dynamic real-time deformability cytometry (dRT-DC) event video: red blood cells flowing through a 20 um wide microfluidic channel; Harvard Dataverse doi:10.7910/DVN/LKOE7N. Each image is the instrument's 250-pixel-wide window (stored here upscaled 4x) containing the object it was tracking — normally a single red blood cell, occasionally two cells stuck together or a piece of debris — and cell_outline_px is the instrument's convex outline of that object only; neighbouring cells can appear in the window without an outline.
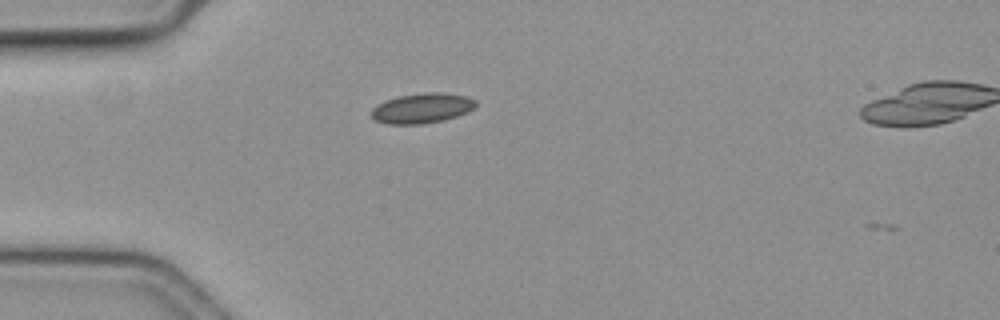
{"species": "common noctule bat (a hibernating species)", "species_latin": "Nyctalus noctula", "temperature_condition": "cold", "stored_images_in_passage": 5, "camera_frame_rate_fps": 3000, "um_per_image_px": 0.085, "animal": {"sex": "female", "body_mass_g": 19.3, "forearm_length_mm": 54.1}, "frame": {"image": 1, "passage_image": 4, "time_ms": 1.0, "image_size_px": [1000, 320], "cell_outline_px": [[476, 108], [468, 112], [444, 120], [424, 124], [388, 124], [376, 120], [372, 116], [372, 108], [376, 104], [384, 100], [400, 96], [424, 92], [440, 92], [468, 96], [476, 100]], "centroid_in_image_um": [35.9, 9.19], "position_along_channel_um": 49.1, "area_um2": 18.44}}